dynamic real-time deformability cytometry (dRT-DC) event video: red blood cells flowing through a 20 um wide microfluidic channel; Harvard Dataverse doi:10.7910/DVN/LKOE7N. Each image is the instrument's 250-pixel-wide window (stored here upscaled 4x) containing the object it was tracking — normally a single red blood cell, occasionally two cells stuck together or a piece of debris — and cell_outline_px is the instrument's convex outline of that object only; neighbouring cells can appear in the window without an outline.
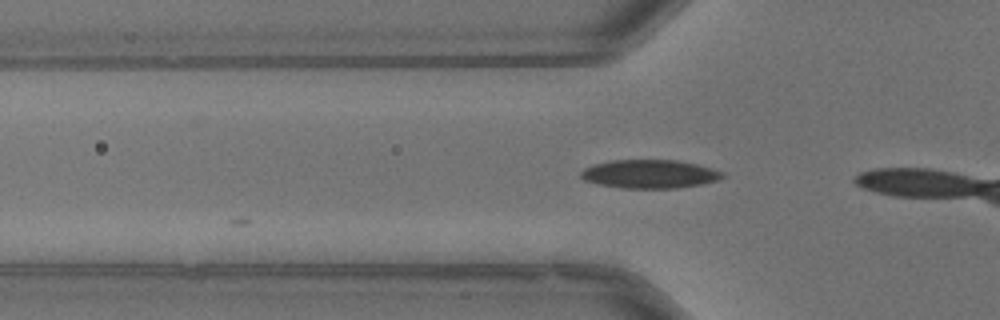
{"species": "common noctule bat (a hibernating species)", "species_latin": "Nyctalus noctula", "temperature_condition": "warm", "stored_images_in_passage": 7, "camera_frame_rate_fps": 3000, "um_per_image_px": 0.085, "animal": {"sex": "male", "body_mass_g": 13.3}, "frame": {"image": 1, "passage_image": 7, "time_ms": 2.0, "image_size_px": [1000, 320], "cell_outline_px": [[724, 176], [716, 180], [700, 184], [676, 188], [620, 188], [600, 184], [584, 180], [580, 176], [580, 172], [584, 168], [596, 164], [612, 160], [676, 160], [696, 164], [724, 172]], "centroid_in_image_um": [55.2, 14.79], "position_along_channel_um": 70.6, "area_um2": 23.29}}